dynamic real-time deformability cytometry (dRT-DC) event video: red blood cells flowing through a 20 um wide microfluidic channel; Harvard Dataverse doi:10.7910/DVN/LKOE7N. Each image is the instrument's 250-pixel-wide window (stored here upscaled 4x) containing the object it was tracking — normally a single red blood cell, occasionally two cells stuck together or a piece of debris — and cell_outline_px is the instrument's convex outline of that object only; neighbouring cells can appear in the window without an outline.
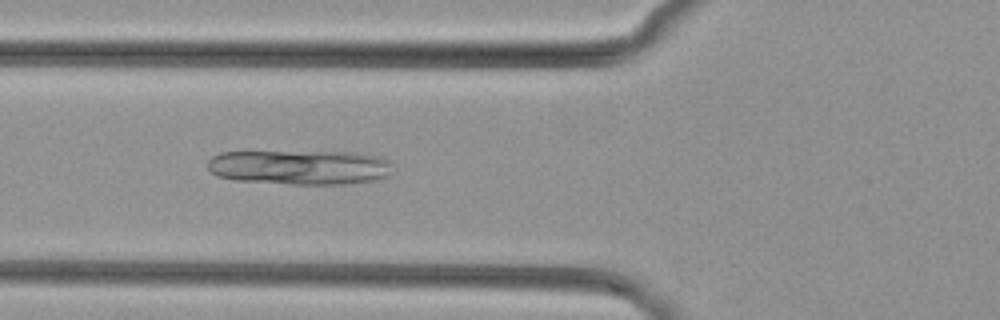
{"species": "common noctule bat (a hibernating species)", "species_latin": "Nyctalus noctula", "temperature_condition": "cold", "stored_images_in_passage": 35, "camera_frame_rate_fps": 3000, "um_per_image_px": 0.085, "animal": {"sex": "female", "body_mass_g": 29.2, "forearm_length_mm": 56.3}, "frame": {"image": 1, "passage_image": 3, "time_ms": 0.667, "image_size_px": [1000, 320], "cell_outline_px": [[392, 172], [388, 176], [376, 180], [344, 184], [288, 184], [236, 180], [216, 176], [208, 168], [208, 160], [212, 156], [220, 152], [352, 152], [380, 156], [388, 160]], "centroid_in_image_um": [25.48, 14.22], "position_along_channel_um": 100.3, "area_um2": 37.51}}
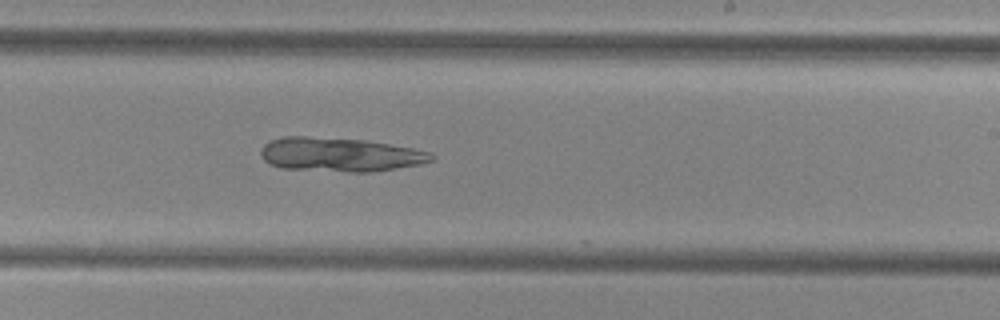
{"frame": {"image": 2, "passage_image": 15, "time_ms": 4.667, "image_size_px": [1000, 320], "cell_outline_px": [[436, 156], [432, 160], [420, 164], [372, 172], [348, 172], [280, 168], [264, 160], [260, 152], [264, 144], [268, 140], [284, 136], [304, 136], [364, 140], [412, 148], [432, 152]], "centroid_in_image_um": [28.88, 13.14], "position_along_channel_um": 260.1, "area_um2": 33.81}}
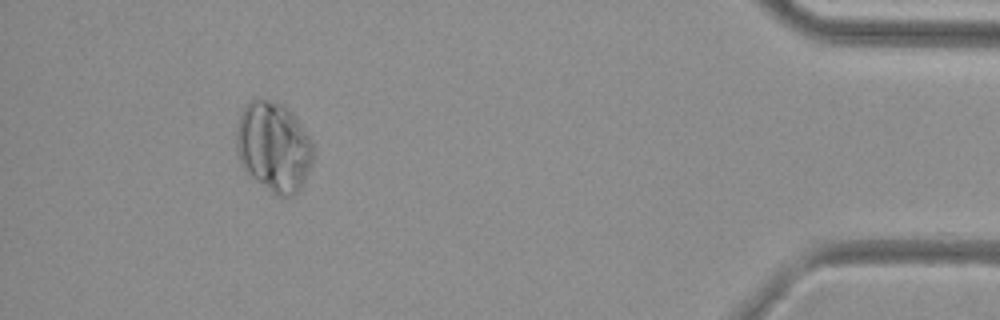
{"frame": {"image": 3, "passage_image": 31, "time_ms": 10.0, "image_size_px": [1000, 320], "cell_outline_px": [[312, 164], [300, 188], [292, 196], [276, 196], [244, 172], [240, 164], [236, 148], [236, 128], [240, 116], [244, 108], [252, 100], [268, 100], [284, 104], [296, 116], [312, 140]], "centroid_in_image_um": [23.25, 12.49], "position_along_channel_um": 411.9, "area_um2": 40.46}}